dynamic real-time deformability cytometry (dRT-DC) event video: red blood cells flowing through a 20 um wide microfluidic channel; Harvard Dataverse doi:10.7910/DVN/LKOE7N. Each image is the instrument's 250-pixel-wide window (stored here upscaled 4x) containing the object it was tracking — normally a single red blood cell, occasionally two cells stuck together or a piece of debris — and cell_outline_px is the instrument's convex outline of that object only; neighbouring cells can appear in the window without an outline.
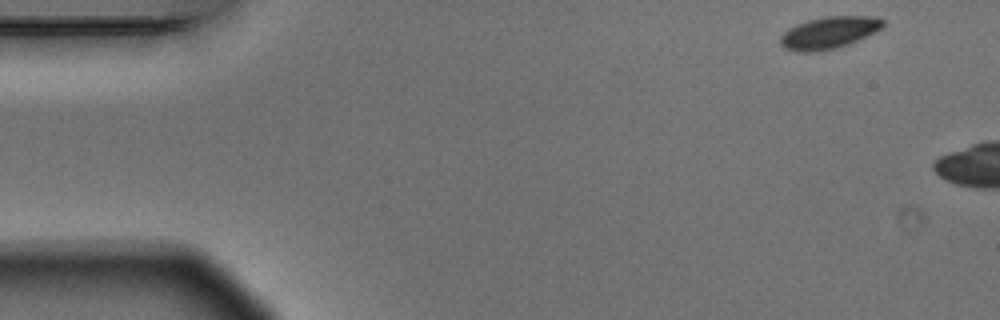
{"species": "Egyptian fruit bat (a non-hibernating species)", "species_latin": "Rousettus aegyptiacus", "temperature_condition": "warm", "stored_images_in_passage": 9, "camera_frame_rate_fps": 3000, "um_per_image_px": 0.085, "animal": {"sex": "male"}, "frame": {"image": 1, "passage_image": 1, "time_ms": 0.0, "image_size_px": [1000, 320], "cell_outline_px": [[884, 24], [880, 28], [848, 44], [832, 48], [812, 52], [800, 52], [784, 48], [780, 44], [780, 36], [788, 28], [796, 24], [808, 20], [824, 16], [868, 16], [884, 20]], "centroid_in_image_um": [70.38, 2.76], "position_along_channel_um": 14.6, "area_um2": 18.73}}
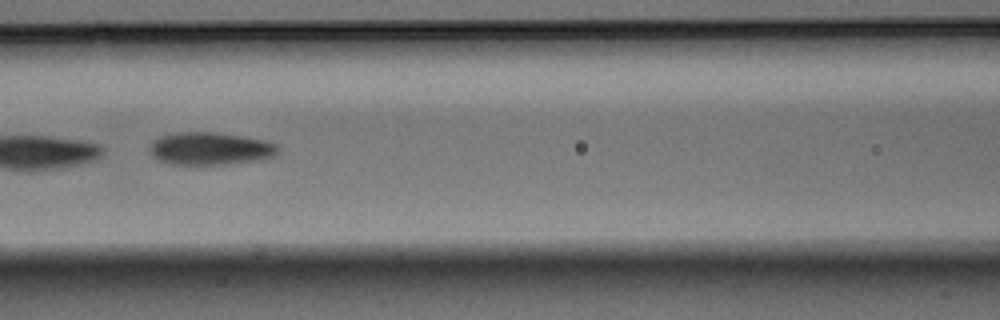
{"frame": {"image": 2, "passage_image": 8, "time_ms": 2.333, "image_size_px": [1000, 320], "cell_outline_px": [[276, 152], [272, 156], [256, 160], [228, 164], [168, 164], [152, 156], [148, 152], [148, 148], [152, 140], [160, 136], [176, 132], [216, 132], [264, 140], [276, 144]], "centroid_in_image_um": [17.76, 12.62], "position_along_channel_um": 148.8, "area_um2": 24.28}}
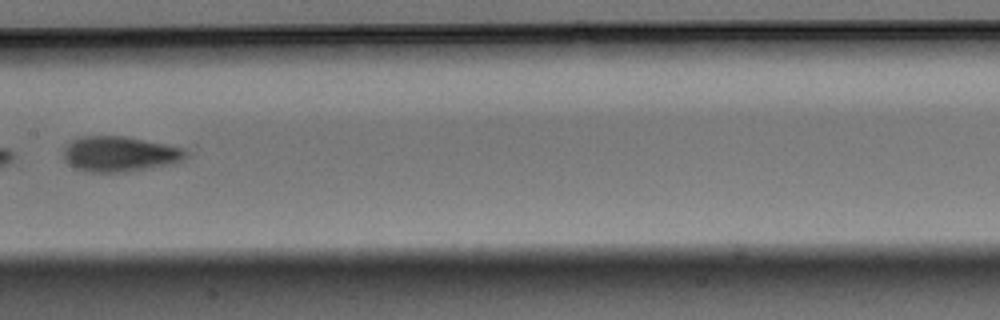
{"frame": {"image": 3, "passage_image": 9, "time_ms": 2.667, "image_size_px": [1000, 320], "cell_outline_px": [[188, 156], [176, 164], [128, 172], [88, 172], [76, 168], [68, 164], [64, 160], [64, 148], [72, 140], [84, 136], [120, 136], [164, 144], [184, 148], [188, 152]], "centroid_in_image_um": [10.2, 13.11], "position_along_channel_um": 197.2, "area_um2": 25.26}}